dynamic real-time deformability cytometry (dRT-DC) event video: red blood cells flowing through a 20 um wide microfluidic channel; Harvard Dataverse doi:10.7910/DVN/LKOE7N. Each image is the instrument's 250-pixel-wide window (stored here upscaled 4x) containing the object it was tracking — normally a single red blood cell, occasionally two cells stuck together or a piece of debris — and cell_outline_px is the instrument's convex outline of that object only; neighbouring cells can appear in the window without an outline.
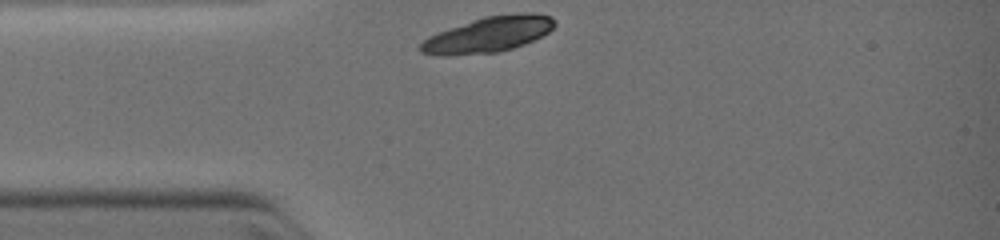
{"species": "common noctule bat (a hibernating species)", "species_latin": "Nyctalus noctula", "temperature_condition": "warm", "stored_images_in_passage": 3, "camera_frame_rate_fps": 3000, "um_per_image_px": 0.085, "animal": {"sex": "female", "body_mass_g": 19.0, "forearm_length_mm": 51.5}, "frame": {"image": 1, "passage_image": 1, "time_ms": 0.0, "image_size_px": [1000, 240], "cell_outline_px": [[556, 24], [548, 32], [524, 44], [512, 48], [496, 52], [440, 56], [436, 56], [420, 52], [416, 48], [428, 36], [472, 20], [484, 16], [524, 12], [532, 12], [552, 16]], "centroid_in_image_um": [41.49, 2.93], "position_along_channel_um": 43.5, "area_um2": 27.69}}